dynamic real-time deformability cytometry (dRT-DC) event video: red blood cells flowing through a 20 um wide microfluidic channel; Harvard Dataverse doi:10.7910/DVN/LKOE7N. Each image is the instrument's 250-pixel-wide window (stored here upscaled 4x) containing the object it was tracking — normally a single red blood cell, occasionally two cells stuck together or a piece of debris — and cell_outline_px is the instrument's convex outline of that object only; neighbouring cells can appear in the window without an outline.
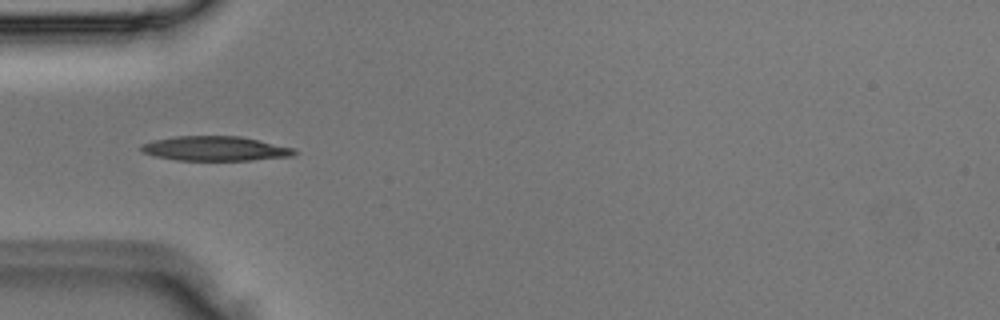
{"species": "Egyptian fruit bat (a non-hibernating species)", "species_latin": "Rousettus aegyptiacus", "temperature_condition": "room temperature", "stored_images_in_passage": 3, "camera_frame_rate_fps": 3000, "um_per_image_px": 0.085, "animal": {"sex": "male"}, "frame": {"image": 1, "passage_image": 2, "time_ms": 0.333, "image_size_px": [1000, 320], "cell_outline_px": [[300, 152], [292, 156], [248, 160], [176, 160], [156, 156], [144, 152], [140, 148], [140, 144], [152, 140], [176, 136], [240, 136], [296, 148]], "centroid_in_image_um": [18.32, 12.62], "position_along_channel_um": 66.7, "area_um2": 21.96}}